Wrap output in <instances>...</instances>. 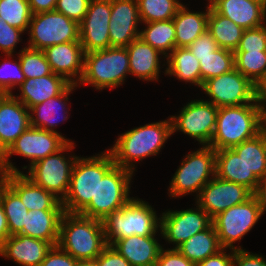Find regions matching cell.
<instances>
[{"mask_svg":"<svg viewBox=\"0 0 266 266\" xmlns=\"http://www.w3.org/2000/svg\"><path fill=\"white\" fill-rule=\"evenodd\" d=\"M172 135L171 118L133 128L118 135L115 144L107 149L115 165L134 173V161L156 156Z\"/></svg>","mask_w":266,"mask_h":266,"instance_id":"6da1fadb","label":"cell"},{"mask_svg":"<svg viewBox=\"0 0 266 266\" xmlns=\"http://www.w3.org/2000/svg\"><path fill=\"white\" fill-rule=\"evenodd\" d=\"M58 246L79 262L94 261L107 246L102 221L64 212Z\"/></svg>","mask_w":266,"mask_h":266,"instance_id":"7a4b0ae2","label":"cell"},{"mask_svg":"<svg viewBox=\"0 0 266 266\" xmlns=\"http://www.w3.org/2000/svg\"><path fill=\"white\" fill-rule=\"evenodd\" d=\"M115 165L108 150L90 157H77L69 191L62 201L65 212L80 213L96 197L99 180Z\"/></svg>","mask_w":266,"mask_h":266,"instance_id":"3957f363","label":"cell"},{"mask_svg":"<svg viewBox=\"0 0 266 266\" xmlns=\"http://www.w3.org/2000/svg\"><path fill=\"white\" fill-rule=\"evenodd\" d=\"M107 245L133 235L156 236L160 230V217L148 202L132 198L120 210L114 211L103 221Z\"/></svg>","mask_w":266,"mask_h":266,"instance_id":"277c9868","label":"cell"},{"mask_svg":"<svg viewBox=\"0 0 266 266\" xmlns=\"http://www.w3.org/2000/svg\"><path fill=\"white\" fill-rule=\"evenodd\" d=\"M257 103L218 108L216 126L210 147L215 150L232 148L259 134Z\"/></svg>","mask_w":266,"mask_h":266,"instance_id":"5b68a950","label":"cell"},{"mask_svg":"<svg viewBox=\"0 0 266 266\" xmlns=\"http://www.w3.org/2000/svg\"><path fill=\"white\" fill-rule=\"evenodd\" d=\"M130 75L126 47H110L84 54V73L78 83L90 84L96 90L117 88Z\"/></svg>","mask_w":266,"mask_h":266,"instance_id":"8992f818","label":"cell"},{"mask_svg":"<svg viewBox=\"0 0 266 266\" xmlns=\"http://www.w3.org/2000/svg\"><path fill=\"white\" fill-rule=\"evenodd\" d=\"M132 176V171L114 165L99 180L96 197L79 214L103 221L114 211L120 210L133 198L129 196Z\"/></svg>","mask_w":266,"mask_h":266,"instance_id":"52a82bcc","label":"cell"},{"mask_svg":"<svg viewBox=\"0 0 266 266\" xmlns=\"http://www.w3.org/2000/svg\"><path fill=\"white\" fill-rule=\"evenodd\" d=\"M216 150L203 145L196 151L189 152L174 173L170 186V197H182L190 193H197L215 177ZM211 176V177H210Z\"/></svg>","mask_w":266,"mask_h":266,"instance_id":"ba28073f","label":"cell"},{"mask_svg":"<svg viewBox=\"0 0 266 266\" xmlns=\"http://www.w3.org/2000/svg\"><path fill=\"white\" fill-rule=\"evenodd\" d=\"M74 146V142L68 141L59 151L31 165L28 174L24 175L62 202L69 191L72 170L78 157L69 155L66 158L63 153L73 151Z\"/></svg>","mask_w":266,"mask_h":266,"instance_id":"9c48e42d","label":"cell"},{"mask_svg":"<svg viewBox=\"0 0 266 266\" xmlns=\"http://www.w3.org/2000/svg\"><path fill=\"white\" fill-rule=\"evenodd\" d=\"M28 29L29 40L26 47L36 50L80 41L79 23L55 10L33 14Z\"/></svg>","mask_w":266,"mask_h":266,"instance_id":"30bf717a","label":"cell"},{"mask_svg":"<svg viewBox=\"0 0 266 266\" xmlns=\"http://www.w3.org/2000/svg\"><path fill=\"white\" fill-rule=\"evenodd\" d=\"M68 141L70 140L62 133L29 126L1 156V160L11 173H23L9 161L13 154L30 159V165H28L30 167L37 161L59 151Z\"/></svg>","mask_w":266,"mask_h":266,"instance_id":"8fae6325","label":"cell"},{"mask_svg":"<svg viewBox=\"0 0 266 266\" xmlns=\"http://www.w3.org/2000/svg\"><path fill=\"white\" fill-rule=\"evenodd\" d=\"M262 212L257 200L252 195L241 204L234 205L212 219L222 248L242 249L233 244L240 241L261 218Z\"/></svg>","mask_w":266,"mask_h":266,"instance_id":"7c38bea8","label":"cell"},{"mask_svg":"<svg viewBox=\"0 0 266 266\" xmlns=\"http://www.w3.org/2000/svg\"><path fill=\"white\" fill-rule=\"evenodd\" d=\"M201 90L210 97L208 102L218 108L257 103V86L236 68L208 79Z\"/></svg>","mask_w":266,"mask_h":266,"instance_id":"4fadbf2b","label":"cell"},{"mask_svg":"<svg viewBox=\"0 0 266 266\" xmlns=\"http://www.w3.org/2000/svg\"><path fill=\"white\" fill-rule=\"evenodd\" d=\"M218 107L208 100H192L180 111L171 116L172 134L181 131L194 138L201 145L209 146L216 126Z\"/></svg>","mask_w":266,"mask_h":266,"instance_id":"5bb4252c","label":"cell"},{"mask_svg":"<svg viewBox=\"0 0 266 266\" xmlns=\"http://www.w3.org/2000/svg\"><path fill=\"white\" fill-rule=\"evenodd\" d=\"M160 216V234L168 243L175 245L173 248L212 224L210 216L198 205L181 211L166 210Z\"/></svg>","mask_w":266,"mask_h":266,"instance_id":"9a60e30c","label":"cell"},{"mask_svg":"<svg viewBox=\"0 0 266 266\" xmlns=\"http://www.w3.org/2000/svg\"><path fill=\"white\" fill-rule=\"evenodd\" d=\"M252 194L243 185L225 181L215 176L196 196V205L202 208L213 219L224 210L245 202Z\"/></svg>","mask_w":266,"mask_h":266,"instance_id":"2e32d148","label":"cell"},{"mask_svg":"<svg viewBox=\"0 0 266 266\" xmlns=\"http://www.w3.org/2000/svg\"><path fill=\"white\" fill-rule=\"evenodd\" d=\"M111 0H91L79 23L80 43L84 53L110 48L109 21Z\"/></svg>","mask_w":266,"mask_h":266,"instance_id":"e0dca14e","label":"cell"},{"mask_svg":"<svg viewBox=\"0 0 266 266\" xmlns=\"http://www.w3.org/2000/svg\"><path fill=\"white\" fill-rule=\"evenodd\" d=\"M141 23L136 0H111L109 38L111 47H127L139 37Z\"/></svg>","mask_w":266,"mask_h":266,"instance_id":"ac0fdd59","label":"cell"},{"mask_svg":"<svg viewBox=\"0 0 266 266\" xmlns=\"http://www.w3.org/2000/svg\"><path fill=\"white\" fill-rule=\"evenodd\" d=\"M52 72L71 84H78L84 73V50L80 41L52 45L43 50Z\"/></svg>","mask_w":266,"mask_h":266,"instance_id":"d6986e66","label":"cell"},{"mask_svg":"<svg viewBox=\"0 0 266 266\" xmlns=\"http://www.w3.org/2000/svg\"><path fill=\"white\" fill-rule=\"evenodd\" d=\"M29 109L13 94L0 101V157L30 126Z\"/></svg>","mask_w":266,"mask_h":266,"instance_id":"ffe728a7","label":"cell"},{"mask_svg":"<svg viewBox=\"0 0 266 266\" xmlns=\"http://www.w3.org/2000/svg\"><path fill=\"white\" fill-rule=\"evenodd\" d=\"M218 13L243 29H252L266 22V0H207Z\"/></svg>","mask_w":266,"mask_h":266,"instance_id":"44dd1931","label":"cell"},{"mask_svg":"<svg viewBox=\"0 0 266 266\" xmlns=\"http://www.w3.org/2000/svg\"><path fill=\"white\" fill-rule=\"evenodd\" d=\"M52 245L22 234L9 236L0 247V255L21 266H40Z\"/></svg>","mask_w":266,"mask_h":266,"instance_id":"7402d4cb","label":"cell"},{"mask_svg":"<svg viewBox=\"0 0 266 266\" xmlns=\"http://www.w3.org/2000/svg\"><path fill=\"white\" fill-rule=\"evenodd\" d=\"M7 186L21 199L28 210H64L58 198L34 184L24 173H11Z\"/></svg>","mask_w":266,"mask_h":266,"instance_id":"603a6c76","label":"cell"},{"mask_svg":"<svg viewBox=\"0 0 266 266\" xmlns=\"http://www.w3.org/2000/svg\"><path fill=\"white\" fill-rule=\"evenodd\" d=\"M71 83L55 73L28 78L19 86L20 95H14L28 109L61 94Z\"/></svg>","mask_w":266,"mask_h":266,"instance_id":"cb8c5ba5","label":"cell"},{"mask_svg":"<svg viewBox=\"0 0 266 266\" xmlns=\"http://www.w3.org/2000/svg\"><path fill=\"white\" fill-rule=\"evenodd\" d=\"M76 87H78V85L70 84L61 94L57 95L56 97L47 99L46 101L29 108V112H31L29 113L30 126L59 133L54 129L60 122L59 117L62 121L68 119L69 115L67 114L69 113L67 110L69 111V109L68 107L66 108L67 102L69 100L68 96L72 93V91L76 90Z\"/></svg>","mask_w":266,"mask_h":266,"instance_id":"d4e9b609","label":"cell"},{"mask_svg":"<svg viewBox=\"0 0 266 266\" xmlns=\"http://www.w3.org/2000/svg\"><path fill=\"white\" fill-rule=\"evenodd\" d=\"M129 56L130 74L143 81H158L161 59L163 54L144 42L141 38H136L127 47Z\"/></svg>","mask_w":266,"mask_h":266,"instance_id":"484cf974","label":"cell"},{"mask_svg":"<svg viewBox=\"0 0 266 266\" xmlns=\"http://www.w3.org/2000/svg\"><path fill=\"white\" fill-rule=\"evenodd\" d=\"M155 236L133 235L118 240L113 247L132 266H155L162 246Z\"/></svg>","mask_w":266,"mask_h":266,"instance_id":"4316f807","label":"cell"},{"mask_svg":"<svg viewBox=\"0 0 266 266\" xmlns=\"http://www.w3.org/2000/svg\"><path fill=\"white\" fill-rule=\"evenodd\" d=\"M215 176L243 185L252 193L259 182V179L248 170L244 161L232 148L216 150Z\"/></svg>","mask_w":266,"mask_h":266,"instance_id":"83f0119b","label":"cell"},{"mask_svg":"<svg viewBox=\"0 0 266 266\" xmlns=\"http://www.w3.org/2000/svg\"><path fill=\"white\" fill-rule=\"evenodd\" d=\"M64 212V210H29L24 227L19 234L41 239L52 246H57L60 221Z\"/></svg>","mask_w":266,"mask_h":266,"instance_id":"f1b7e54d","label":"cell"},{"mask_svg":"<svg viewBox=\"0 0 266 266\" xmlns=\"http://www.w3.org/2000/svg\"><path fill=\"white\" fill-rule=\"evenodd\" d=\"M203 11H189L184 4L180 6L173 18L176 32V47H188L207 30L210 4Z\"/></svg>","mask_w":266,"mask_h":266,"instance_id":"f546056e","label":"cell"},{"mask_svg":"<svg viewBox=\"0 0 266 266\" xmlns=\"http://www.w3.org/2000/svg\"><path fill=\"white\" fill-rule=\"evenodd\" d=\"M165 75H173L180 81L197 85L201 89L199 60L188 47H176L166 57Z\"/></svg>","mask_w":266,"mask_h":266,"instance_id":"4dcf8cb0","label":"cell"},{"mask_svg":"<svg viewBox=\"0 0 266 266\" xmlns=\"http://www.w3.org/2000/svg\"><path fill=\"white\" fill-rule=\"evenodd\" d=\"M222 249L214 225L196 233L177 247V250L195 265Z\"/></svg>","mask_w":266,"mask_h":266,"instance_id":"1f68e13d","label":"cell"},{"mask_svg":"<svg viewBox=\"0 0 266 266\" xmlns=\"http://www.w3.org/2000/svg\"><path fill=\"white\" fill-rule=\"evenodd\" d=\"M207 30L215 39L218 47L235 52L239 46L244 29L227 17L218 14L211 6Z\"/></svg>","mask_w":266,"mask_h":266,"instance_id":"d6a6232c","label":"cell"},{"mask_svg":"<svg viewBox=\"0 0 266 266\" xmlns=\"http://www.w3.org/2000/svg\"><path fill=\"white\" fill-rule=\"evenodd\" d=\"M144 30H140L139 38L167 57L176 48V32L173 19L143 23Z\"/></svg>","mask_w":266,"mask_h":266,"instance_id":"836d02e7","label":"cell"},{"mask_svg":"<svg viewBox=\"0 0 266 266\" xmlns=\"http://www.w3.org/2000/svg\"><path fill=\"white\" fill-rule=\"evenodd\" d=\"M232 149L259 180L266 176V135L259 133Z\"/></svg>","mask_w":266,"mask_h":266,"instance_id":"e575fe53","label":"cell"},{"mask_svg":"<svg viewBox=\"0 0 266 266\" xmlns=\"http://www.w3.org/2000/svg\"><path fill=\"white\" fill-rule=\"evenodd\" d=\"M200 64L201 88L208 79L228 73L235 69V55L233 51L218 48L212 55L196 57Z\"/></svg>","mask_w":266,"mask_h":266,"instance_id":"d590c367","label":"cell"},{"mask_svg":"<svg viewBox=\"0 0 266 266\" xmlns=\"http://www.w3.org/2000/svg\"><path fill=\"white\" fill-rule=\"evenodd\" d=\"M235 68L258 85L266 76V51H235Z\"/></svg>","mask_w":266,"mask_h":266,"instance_id":"8d00e7d4","label":"cell"},{"mask_svg":"<svg viewBox=\"0 0 266 266\" xmlns=\"http://www.w3.org/2000/svg\"><path fill=\"white\" fill-rule=\"evenodd\" d=\"M141 23L173 19L182 5L178 0H136Z\"/></svg>","mask_w":266,"mask_h":266,"instance_id":"74e56055","label":"cell"},{"mask_svg":"<svg viewBox=\"0 0 266 266\" xmlns=\"http://www.w3.org/2000/svg\"><path fill=\"white\" fill-rule=\"evenodd\" d=\"M0 202L7 218L10 236L19 234L29 210L8 186L3 190Z\"/></svg>","mask_w":266,"mask_h":266,"instance_id":"f35d334b","label":"cell"},{"mask_svg":"<svg viewBox=\"0 0 266 266\" xmlns=\"http://www.w3.org/2000/svg\"><path fill=\"white\" fill-rule=\"evenodd\" d=\"M32 12L28 0H0V17L23 32L28 30Z\"/></svg>","mask_w":266,"mask_h":266,"instance_id":"ab89813d","label":"cell"},{"mask_svg":"<svg viewBox=\"0 0 266 266\" xmlns=\"http://www.w3.org/2000/svg\"><path fill=\"white\" fill-rule=\"evenodd\" d=\"M17 54H19L17 57H19L21 62V69L25 79L42 77L53 73L43 50L25 46Z\"/></svg>","mask_w":266,"mask_h":266,"instance_id":"60d3db41","label":"cell"},{"mask_svg":"<svg viewBox=\"0 0 266 266\" xmlns=\"http://www.w3.org/2000/svg\"><path fill=\"white\" fill-rule=\"evenodd\" d=\"M25 81V76L21 69V62L7 61L0 63V90L6 94H14L12 92L16 86H20ZM15 87V88H14Z\"/></svg>","mask_w":266,"mask_h":266,"instance_id":"b9f144b4","label":"cell"},{"mask_svg":"<svg viewBox=\"0 0 266 266\" xmlns=\"http://www.w3.org/2000/svg\"><path fill=\"white\" fill-rule=\"evenodd\" d=\"M235 51H266V23L257 28L244 29Z\"/></svg>","mask_w":266,"mask_h":266,"instance_id":"7bdbcfd3","label":"cell"},{"mask_svg":"<svg viewBox=\"0 0 266 266\" xmlns=\"http://www.w3.org/2000/svg\"><path fill=\"white\" fill-rule=\"evenodd\" d=\"M23 31L9 25L0 17V50L1 53H5L6 58H12L13 53L17 47V44L21 41Z\"/></svg>","mask_w":266,"mask_h":266,"instance_id":"ee69618b","label":"cell"},{"mask_svg":"<svg viewBox=\"0 0 266 266\" xmlns=\"http://www.w3.org/2000/svg\"><path fill=\"white\" fill-rule=\"evenodd\" d=\"M91 0H57L55 11L80 23L88 11Z\"/></svg>","mask_w":266,"mask_h":266,"instance_id":"f6af8a7d","label":"cell"},{"mask_svg":"<svg viewBox=\"0 0 266 266\" xmlns=\"http://www.w3.org/2000/svg\"><path fill=\"white\" fill-rule=\"evenodd\" d=\"M188 48L195 57H207L219 47L211 33L206 30Z\"/></svg>","mask_w":266,"mask_h":266,"instance_id":"bcb514c9","label":"cell"},{"mask_svg":"<svg viewBox=\"0 0 266 266\" xmlns=\"http://www.w3.org/2000/svg\"><path fill=\"white\" fill-rule=\"evenodd\" d=\"M78 262L57 245L51 247L40 266H77Z\"/></svg>","mask_w":266,"mask_h":266,"instance_id":"7dc6e473","label":"cell"},{"mask_svg":"<svg viewBox=\"0 0 266 266\" xmlns=\"http://www.w3.org/2000/svg\"><path fill=\"white\" fill-rule=\"evenodd\" d=\"M155 266H195V264L184 257L177 248H162Z\"/></svg>","mask_w":266,"mask_h":266,"instance_id":"c3c4849f","label":"cell"},{"mask_svg":"<svg viewBox=\"0 0 266 266\" xmlns=\"http://www.w3.org/2000/svg\"><path fill=\"white\" fill-rule=\"evenodd\" d=\"M93 262L96 266H132L112 245H107Z\"/></svg>","mask_w":266,"mask_h":266,"instance_id":"681fc988","label":"cell"},{"mask_svg":"<svg viewBox=\"0 0 266 266\" xmlns=\"http://www.w3.org/2000/svg\"><path fill=\"white\" fill-rule=\"evenodd\" d=\"M233 266H266L263 256L250 253L245 249L233 250Z\"/></svg>","mask_w":266,"mask_h":266,"instance_id":"f907efd6","label":"cell"},{"mask_svg":"<svg viewBox=\"0 0 266 266\" xmlns=\"http://www.w3.org/2000/svg\"><path fill=\"white\" fill-rule=\"evenodd\" d=\"M230 250L231 252L227 254L226 248H222L195 266H233V249Z\"/></svg>","mask_w":266,"mask_h":266,"instance_id":"816d5d0a","label":"cell"},{"mask_svg":"<svg viewBox=\"0 0 266 266\" xmlns=\"http://www.w3.org/2000/svg\"><path fill=\"white\" fill-rule=\"evenodd\" d=\"M32 14L54 11L57 0H28Z\"/></svg>","mask_w":266,"mask_h":266,"instance_id":"f5cc1de1","label":"cell"},{"mask_svg":"<svg viewBox=\"0 0 266 266\" xmlns=\"http://www.w3.org/2000/svg\"><path fill=\"white\" fill-rule=\"evenodd\" d=\"M252 195L257 200L262 215H264L266 211V176L263 179L259 180L258 185Z\"/></svg>","mask_w":266,"mask_h":266,"instance_id":"db71d44e","label":"cell"},{"mask_svg":"<svg viewBox=\"0 0 266 266\" xmlns=\"http://www.w3.org/2000/svg\"><path fill=\"white\" fill-rule=\"evenodd\" d=\"M10 236L9 228L7 224V218L4 212V208L0 202V247L4 241Z\"/></svg>","mask_w":266,"mask_h":266,"instance_id":"11a10c76","label":"cell"},{"mask_svg":"<svg viewBox=\"0 0 266 266\" xmlns=\"http://www.w3.org/2000/svg\"><path fill=\"white\" fill-rule=\"evenodd\" d=\"M259 108V132L266 135V99H256Z\"/></svg>","mask_w":266,"mask_h":266,"instance_id":"9f6ffc18","label":"cell"},{"mask_svg":"<svg viewBox=\"0 0 266 266\" xmlns=\"http://www.w3.org/2000/svg\"><path fill=\"white\" fill-rule=\"evenodd\" d=\"M10 175H11V172L2 163V160H1V157H0V198H1L3 190L8 185V179H9Z\"/></svg>","mask_w":266,"mask_h":266,"instance_id":"6f0895ef","label":"cell"},{"mask_svg":"<svg viewBox=\"0 0 266 266\" xmlns=\"http://www.w3.org/2000/svg\"><path fill=\"white\" fill-rule=\"evenodd\" d=\"M256 99H266V76L257 85V98Z\"/></svg>","mask_w":266,"mask_h":266,"instance_id":"680465c9","label":"cell"},{"mask_svg":"<svg viewBox=\"0 0 266 266\" xmlns=\"http://www.w3.org/2000/svg\"><path fill=\"white\" fill-rule=\"evenodd\" d=\"M77 266H96L93 261L78 262Z\"/></svg>","mask_w":266,"mask_h":266,"instance_id":"91938a15","label":"cell"},{"mask_svg":"<svg viewBox=\"0 0 266 266\" xmlns=\"http://www.w3.org/2000/svg\"><path fill=\"white\" fill-rule=\"evenodd\" d=\"M5 95H6V93L0 90V101L2 100V98H3Z\"/></svg>","mask_w":266,"mask_h":266,"instance_id":"94428289","label":"cell"}]
</instances>
